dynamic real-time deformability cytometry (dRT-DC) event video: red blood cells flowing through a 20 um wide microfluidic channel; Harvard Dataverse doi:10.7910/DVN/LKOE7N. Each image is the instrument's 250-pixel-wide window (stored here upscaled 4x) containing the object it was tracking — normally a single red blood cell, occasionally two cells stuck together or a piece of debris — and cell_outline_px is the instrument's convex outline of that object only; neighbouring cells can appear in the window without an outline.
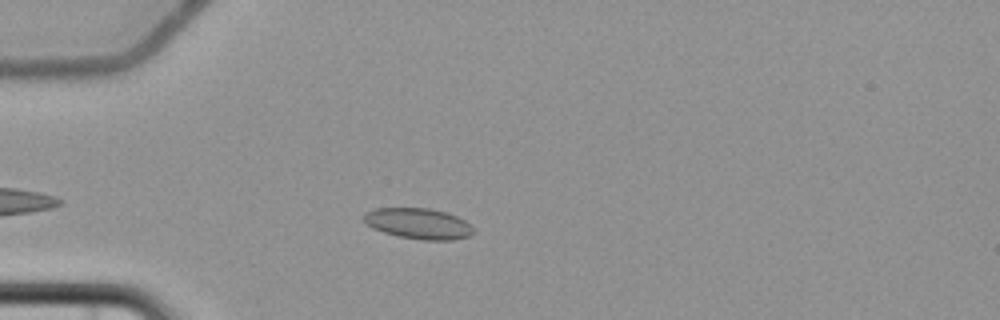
{"species": "common noctule bat (a hibernating species)", "species_latin": "Nyctalus noctula", "temperature_condition": "cold", "stored_images_in_passage": 7, "camera_frame_rate_fps": 3000, "um_per_image_px": 0.085, "animal": {"sex": "female", "body_mass_g": 22.7, "forearm_length_mm": 54.2}, "frame": {"image": 1, "passage_image": 5, "time_ms": 4.667, "image_size_px": [1000, 320], "cell_outline_px": [[476, 232], [468, 236], [452, 240], [420, 240], [396, 236], [372, 228], [364, 220], [364, 216], [368, 212], [376, 208], [428, 208], [444, 212], [456, 216], [464, 220]], "centroid_in_image_um": [35.57, 19.02], "position_along_channel_um": 49.4, "area_um2": 19.48}}
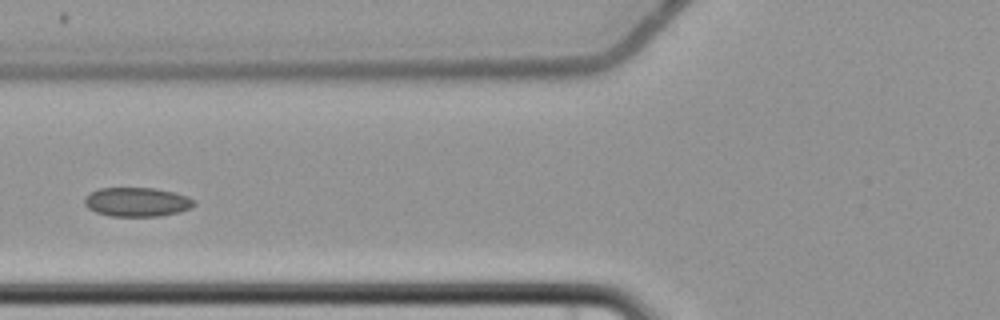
{"frame": {"image": 2, "passage_image": 7, "time_ms": 7.0, "image_size_px": [1000, 320], "cell_outline_px": [[196, 204], [192, 208], [180, 212], [160, 216], [108, 216], [96, 212], [88, 208], [84, 204], [84, 196], [100, 188], [156, 188], [188, 196], [196, 200]], "centroid_in_image_um": [11.67, 17.17], "position_along_channel_um": 114.1, "area_um2": 18.79}}